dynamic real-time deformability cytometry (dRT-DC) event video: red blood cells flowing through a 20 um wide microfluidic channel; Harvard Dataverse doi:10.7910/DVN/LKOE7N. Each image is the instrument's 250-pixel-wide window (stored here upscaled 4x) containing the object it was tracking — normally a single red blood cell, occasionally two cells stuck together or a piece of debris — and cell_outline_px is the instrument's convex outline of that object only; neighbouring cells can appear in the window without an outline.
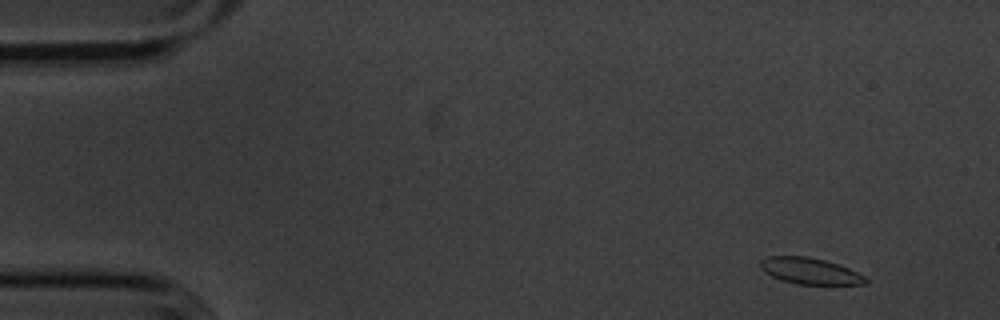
{"species": "common noctule bat (a hibernating species)", "species_latin": "Nyctalus noctula", "temperature_condition": "cold", "stored_images_in_passage": 54, "camera_frame_rate_fps": 3000, "um_per_image_px": 0.085, "animal": {"sex": "male", "body_mass_g": 20.1, "forearm_length_mm": 53.5}, "frame": {"image": 1, "passage_image": 3, "time_ms": 0.667, "image_size_px": [1000, 320], "cell_outline_px": [[868, 284], [796, 284], [780, 280], [764, 272], [760, 268], [760, 260], [768, 256], [808, 256], [840, 264], [864, 276], [868, 280]], "centroid_in_image_um": [68.82, 23.03], "position_along_channel_um": 16.2, "area_um2": 16.18}}
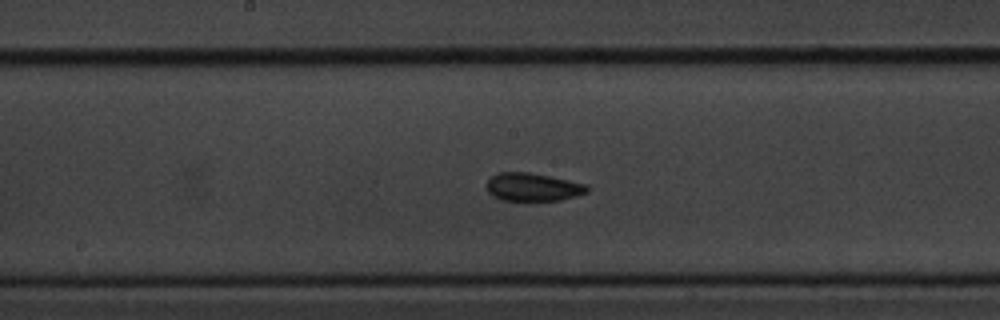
{"frame": {"image": 2, "passage_image": 27, "time_ms": 8.667, "image_size_px": [1000, 320], "cell_outline_px": [[588, 192], [576, 196], [560, 200], [500, 200], [492, 196], [488, 192], [488, 180], [492, 176], [500, 172], [528, 172], [588, 184]], "centroid_in_image_um": [45.3, 15.9], "position_along_channel_um": 202.9, "area_um2": 16.3}}
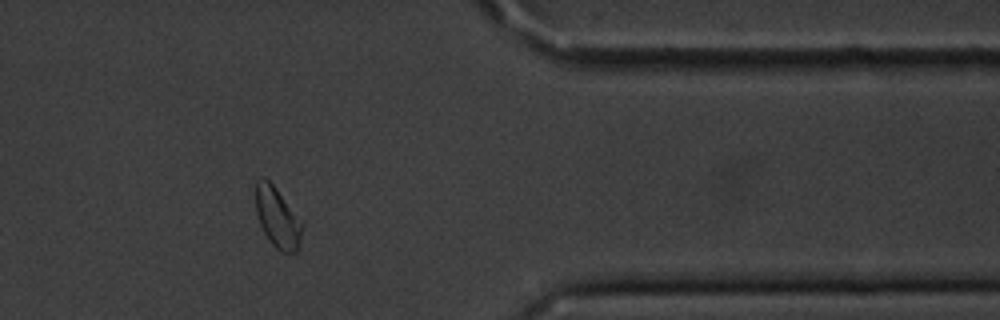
{"frame": {"image": 3, "passage_image": 44, "time_ms": 14.333, "image_size_px": [1000, 320], "cell_outline_px": [[304, 224], [300, 248], [296, 252], [280, 252], [268, 240], [260, 224], [256, 212], [256, 180], [260, 176], [264, 176], [276, 188]], "centroid_in_image_um": [23.6, 18.52], "position_along_channel_um": 387.8, "area_um2": 16.53}, "authors_computed_cell_mechanics": {"area_um2": 16.8198, "velocity_mm_per_s": 3.5795, "shape_relaxation_time_tau1_ms": 4.9916, "shape_relaxation_time_tau2_ms": 2.5282, "deformation_change_tau1": 0.0817, "deformation_change_tau2": 0.0611}}